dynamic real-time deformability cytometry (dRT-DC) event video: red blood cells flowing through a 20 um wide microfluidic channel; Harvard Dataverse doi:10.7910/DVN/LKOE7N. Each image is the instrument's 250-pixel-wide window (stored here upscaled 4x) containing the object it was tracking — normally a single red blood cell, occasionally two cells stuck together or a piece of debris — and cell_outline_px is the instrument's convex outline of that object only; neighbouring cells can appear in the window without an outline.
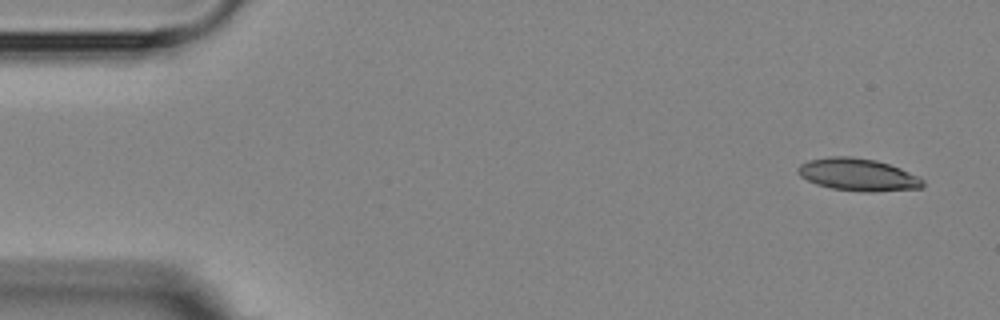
{"species": "Egyptian fruit bat (a non-hibernating species)", "species_latin": "Rousettus aegyptiacus", "temperature_condition": "room temperature", "stored_images_in_passage": 8, "camera_frame_rate_fps": 3000, "um_per_image_px": 0.085, "animal": {"sex": "female"}, "frame": {"image": 1, "passage_image": 1, "time_ms": 0.0, "image_size_px": [1000, 320], "cell_outline_px": [[924, 188], [872, 192], [860, 192], [832, 188], [816, 184], [800, 176], [796, 172], [796, 168], [800, 164], [808, 160], [828, 156], [852, 156], [876, 160], [900, 168], [920, 176], [924, 180]], "centroid_in_image_um": [72.93, 14.84], "position_along_channel_um": 12.1, "area_um2": 23.93}}
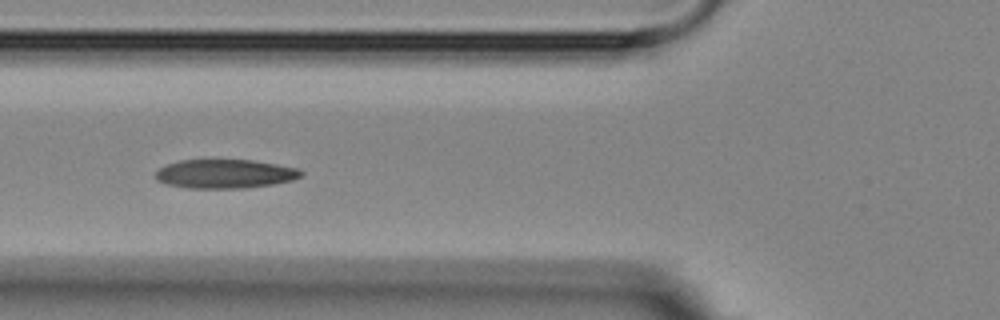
{"frame": {"image": 2, "passage_image": 6, "time_ms": 5.667, "image_size_px": [1000, 320], "cell_outline_px": [[304, 172], [300, 176], [292, 180], [272, 184], [244, 188], [188, 188], [168, 184], [156, 180], [156, 172], [160, 168], [168, 164], [180, 160], [252, 160], [300, 168]], "centroid_in_image_um": [19.14, 14.77], "position_along_channel_um": 106.7, "area_um2": 24.39}}
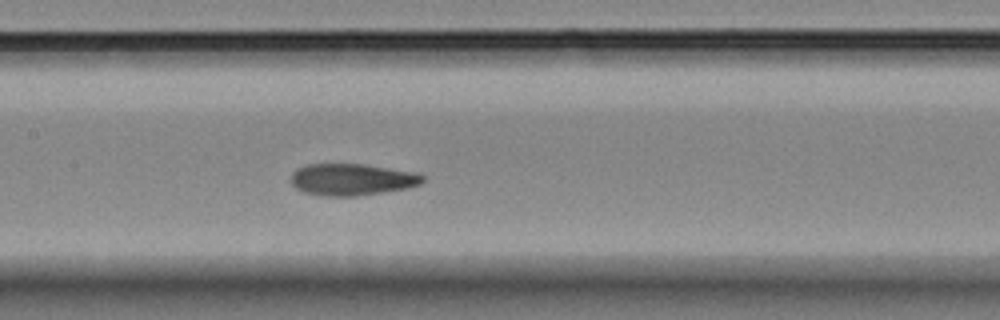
{"frame": {"image": 3, "passage_image": 8, "time_ms": 7.667, "image_size_px": [1000, 320], "cell_outline_px": [[424, 180], [420, 184], [408, 188], [356, 196], [320, 196], [304, 192], [296, 188], [292, 184], [292, 172], [296, 168], [304, 164], [364, 164], [416, 172], [424, 176]], "centroid_in_image_um": [29.9, 15.25], "position_along_channel_um": 177.5, "area_um2": 24.51}}